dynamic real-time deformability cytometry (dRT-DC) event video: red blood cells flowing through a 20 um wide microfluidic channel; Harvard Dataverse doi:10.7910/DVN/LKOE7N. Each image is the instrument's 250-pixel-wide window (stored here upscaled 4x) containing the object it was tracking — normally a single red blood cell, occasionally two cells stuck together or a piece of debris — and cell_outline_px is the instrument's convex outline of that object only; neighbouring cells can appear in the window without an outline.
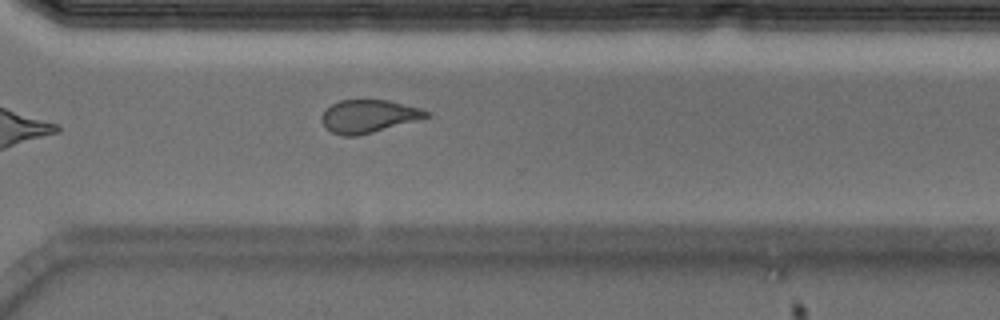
{"species": "Egyptian fruit bat (a non-hibernating species)", "species_latin": "Rousettus aegyptiacus", "temperature_condition": "cold", "stored_images_in_passage": 8, "camera_frame_rate_fps": 3000, "um_per_image_px": 0.085, "animal": {"sex": "male"}, "frame": {"image": 1, "passage_image": 8, "time_ms": 2.333, "image_size_px": [1000, 320], "cell_outline_px": [[428, 116], [416, 120], [372, 132], [356, 136], [344, 136], [332, 132], [324, 128], [320, 120], [320, 116], [332, 104], [340, 100], [388, 100], [420, 108], [428, 112]], "centroid_in_image_um": [31.25, 9.88], "position_along_channel_um": 339.3, "area_um2": 19.77}}